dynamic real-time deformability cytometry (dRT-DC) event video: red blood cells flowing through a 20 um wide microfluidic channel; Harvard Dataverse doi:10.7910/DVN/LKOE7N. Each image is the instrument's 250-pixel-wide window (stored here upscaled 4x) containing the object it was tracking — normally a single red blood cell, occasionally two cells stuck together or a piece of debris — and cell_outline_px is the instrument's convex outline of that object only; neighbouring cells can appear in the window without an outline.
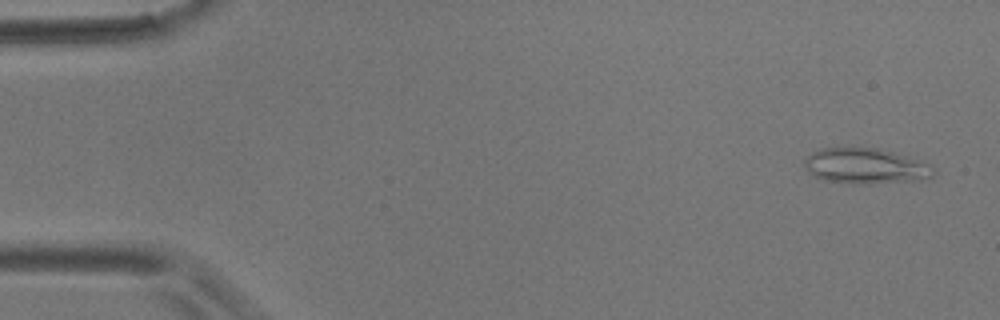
{"species": "common noctule bat (a hibernating species)", "species_latin": "Nyctalus noctula", "temperature_condition": "room temperature", "stored_images_in_passage": 8, "camera_frame_rate_fps": 3000, "um_per_image_px": 0.085, "animal": {"sex": "male", "body_mass_g": 17.9}, "frame": {"image": 1, "passage_image": 1, "time_ms": 0.0, "image_size_px": [1000, 320], "cell_outline_px": [[936, 172], [932, 176], [920, 180], [868, 184], [864, 184], [824, 180], [816, 176], [804, 164], [804, 160], [812, 152], [820, 148], [876, 148], [892, 152], [928, 164]], "centroid_in_image_um": [73.57, 14.12], "position_along_channel_um": 11.4, "area_um2": 26.07}}
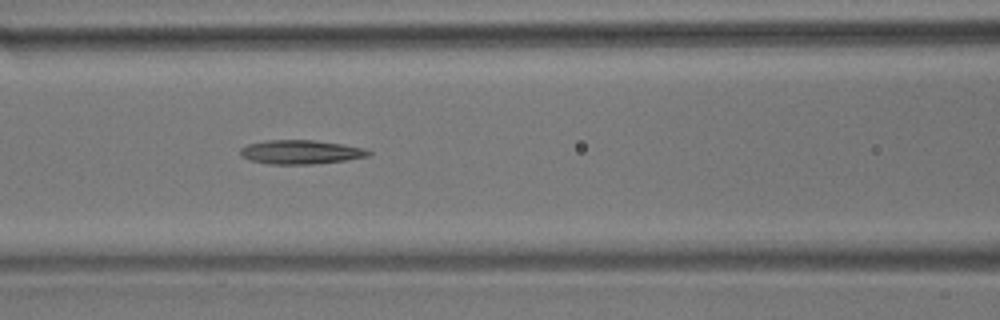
{"frame": {"image": 2, "passage_image": 7, "time_ms": 7.0, "image_size_px": [1000, 320], "cell_outline_px": [[372, 152], [368, 156], [344, 160], [312, 164], [268, 164], [248, 160], [240, 156], [240, 148], [248, 144], [264, 140], [316, 140], [364, 148]], "centroid_in_image_um": [25.5, 12.92], "position_along_channel_um": 141.1, "area_um2": 17.92}}
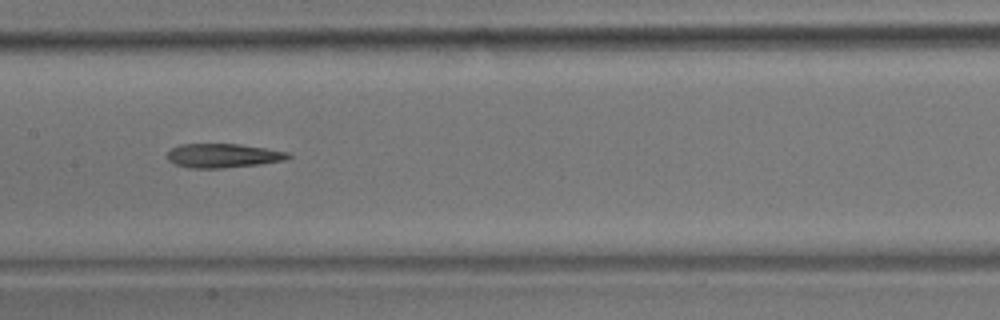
{"frame": {"image": 3, "passage_image": 8, "time_ms": 8.333, "image_size_px": [1000, 320], "cell_outline_px": [[292, 156], [284, 160], [260, 164], [224, 168], [188, 168], [176, 164], [168, 160], [168, 152], [172, 148], [180, 144], [240, 144], [288, 152]], "centroid_in_image_um": [18.96, 13.23], "position_along_channel_um": 188.4, "area_um2": 16.88}}